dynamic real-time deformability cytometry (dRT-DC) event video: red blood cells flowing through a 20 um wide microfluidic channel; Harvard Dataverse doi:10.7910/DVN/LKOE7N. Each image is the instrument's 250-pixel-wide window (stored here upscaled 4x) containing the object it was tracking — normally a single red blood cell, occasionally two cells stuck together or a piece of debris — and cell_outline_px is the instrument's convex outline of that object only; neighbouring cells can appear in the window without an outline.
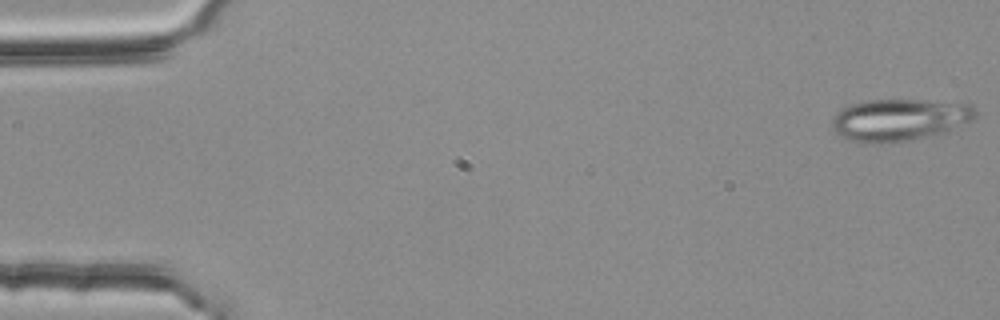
{"species": "common noctule bat (a hibernating species)", "species_latin": "Nyctalus noctula", "temperature_condition": "room temperature", "stored_images_in_passage": 54, "camera_frame_rate_fps": 3000, "um_per_image_px": 0.085, "animal": {"sex": "female", "body_mass_g": 25.1}, "frame": {"image": 1, "passage_image": 1, "time_ms": 0.0, "image_size_px": [1000, 320], "cell_outline_px": [[976, 116], [972, 120], [940, 132], [892, 144], [876, 144], [852, 140], [840, 136], [832, 128], [832, 120], [836, 112], [852, 104], [868, 100], [916, 100], [972, 104], [976, 112]], "centroid_in_image_um": [76.39, 10.18], "position_along_channel_um": 8.6, "area_um2": 34.56}}
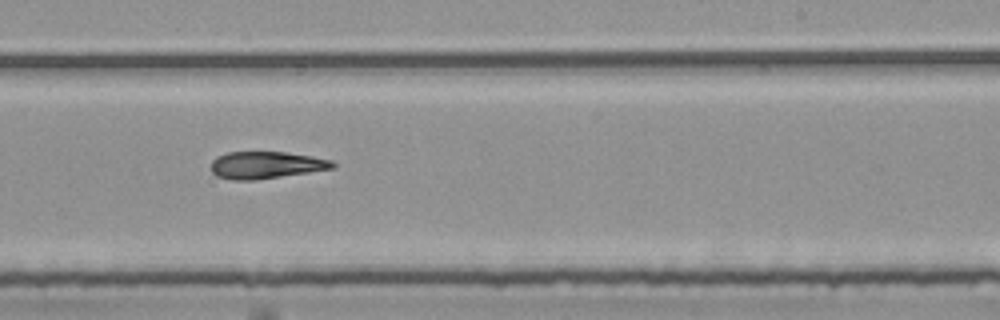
{"frame": {"image": 2, "passage_image": 33, "time_ms": 10.667, "image_size_px": [1000, 320], "cell_outline_px": [[336, 168], [256, 180], [232, 180], [216, 176], [212, 172], [212, 160], [216, 156], [228, 152], [284, 152], [312, 156], [332, 160], [336, 164]], "centroid_in_image_um": [22.62, 14.03], "position_along_channel_um": 266.4, "area_um2": 19.31}}
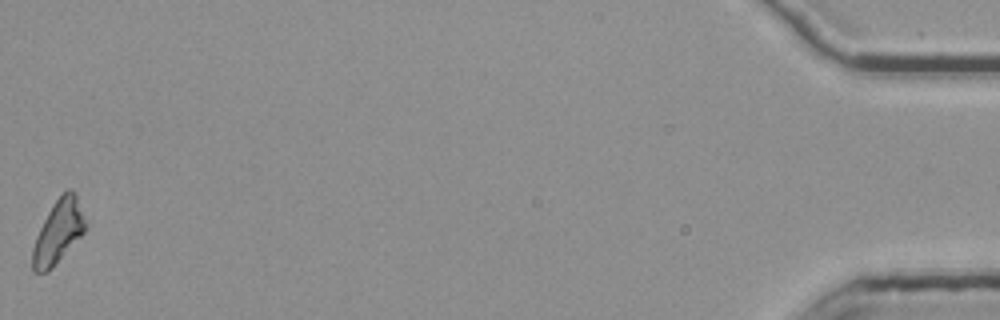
{"frame": {"image": 3, "passage_image": 54, "time_ms": 17.667, "image_size_px": [1000, 320], "cell_outline_px": [[88, 224], [84, 232], [52, 268], [44, 272], [32, 272], [32, 248], [36, 236], [48, 212], [56, 200], [68, 188], [72, 188], [76, 192]], "centroid_in_image_um": [4.97, 19.68], "position_along_channel_um": 430.2, "area_um2": 19.48}, "authors_computed_cell_mechanics": {"area_um2": 19.9988, "velocity_mm_per_s": 3.7869, "shape_relaxation_time_tau1_ms": null, "shape_relaxation_time_tau2_ms": 5.3638, "deformation_change_tau1": null, "deformation_change_tau2": 0.1483}}